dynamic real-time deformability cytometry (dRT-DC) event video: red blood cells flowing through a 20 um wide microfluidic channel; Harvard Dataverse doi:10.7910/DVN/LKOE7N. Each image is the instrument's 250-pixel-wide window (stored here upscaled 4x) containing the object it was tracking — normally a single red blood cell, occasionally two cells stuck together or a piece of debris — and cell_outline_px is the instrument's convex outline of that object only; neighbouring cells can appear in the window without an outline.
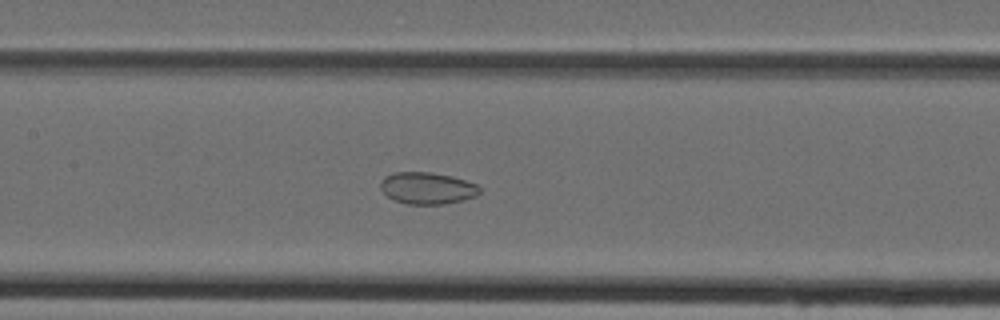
{"species": "Egyptian fruit bat (a non-hibernating species)", "species_latin": "Rousettus aegyptiacus", "temperature_condition": "cold", "stored_images_in_passage": 36, "camera_frame_rate_fps": 3000, "um_per_image_px": 0.085, "animal": {"sex": "female"}, "frame": {"image": 1, "passage_image": 10, "time_ms": 3.0, "image_size_px": [1000, 320], "cell_outline_px": [[480, 192], [476, 196], [444, 204], [408, 204], [396, 200], [388, 196], [380, 188], [380, 180], [384, 176], [392, 172], [428, 172], [452, 176], [476, 184], [480, 188]], "centroid_in_image_um": [36.29, 15.98], "position_along_channel_um": 171.1, "area_um2": 18.26}}
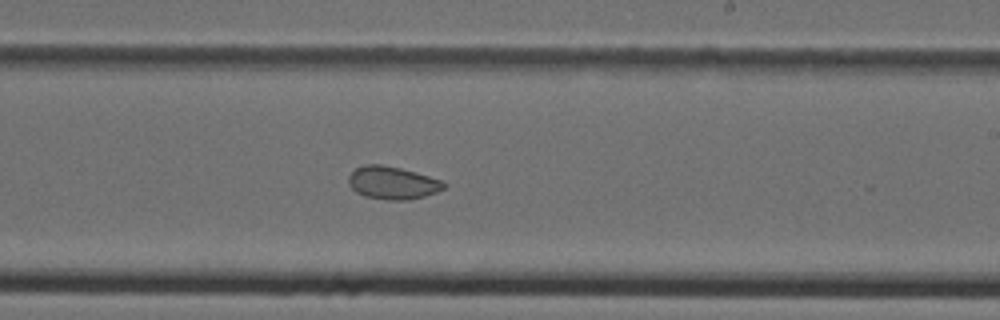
{"frame": {"image": 2, "passage_image": 16, "time_ms": 5.0, "image_size_px": [1000, 320], "cell_outline_px": [[448, 184], [444, 188], [436, 192], [424, 196], [408, 200], [388, 200], [364, 196], [356, 192], [348, 184], [348, 176], [356, 168], [364, 164], [380, 164], [400, 168], [416, 172], [440, 180]], "centroid_in_image_um": [33.34, 15.54], "position_along_channel_um": 255.7, "area_um2": 18.21}}
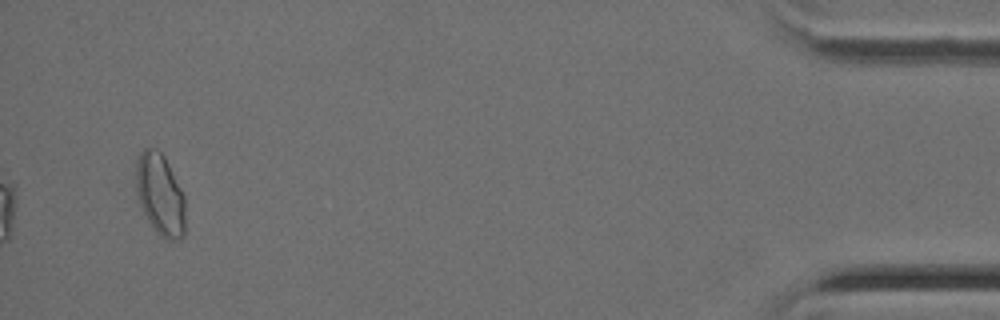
{"frame": {"image": 3, "passage_image": 33, "time_ms": 10.667, "image_size_px": [1000, 320], "cell_outline_px": [[184, 236], [176, 240], [164, 240], [156, 232], [148, 220], [140, 204], [136, 192], [136, 160], [140, 152], [144, 148], [156, 148], [164, 156], [184, 196]], "centroid_in_image_um": [13.59, 16.54], "position_along_channel_um": 421.6, "area_um2": 23.35}}